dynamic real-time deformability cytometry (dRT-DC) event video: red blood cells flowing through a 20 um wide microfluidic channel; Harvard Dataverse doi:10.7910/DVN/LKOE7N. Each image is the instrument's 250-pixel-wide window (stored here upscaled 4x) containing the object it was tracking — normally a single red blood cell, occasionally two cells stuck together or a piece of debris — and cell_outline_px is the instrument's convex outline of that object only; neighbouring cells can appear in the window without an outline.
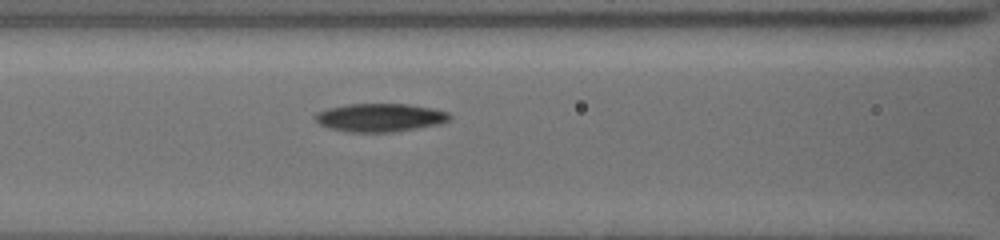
{"species": "common noctule bat (a hibernating species)", "species_latin": "Nyctalus noctula", "temperature_condition": "cold", "stored_images_in_passage": 5, "segment_of_instrument_passage": [1, 2], "camera_frame_rate_fps": 3000, "um_per_image_px": 0.085, "animal": {"sex": "female", "body_mass_g": 19.5, "forearm_length_mm": 54.1}, "frame": {"image": 1, "passage_image": 4, "time_ms": 2.667, "image_size_px": [1000, 240], "cell_outline_px": [[452, 116], [448, 120], [436, 124], [392, 132], [348, 132], [332, 128], [320, 124], [312, 116], [316, 112], [328, 108], [348, 104], [408, 104], [432, 108], [448, 112]], "centroid_in_image_um": [32.26, 9.98], "position_along_channel_um": 134.3, "area_um2": 21.91}}